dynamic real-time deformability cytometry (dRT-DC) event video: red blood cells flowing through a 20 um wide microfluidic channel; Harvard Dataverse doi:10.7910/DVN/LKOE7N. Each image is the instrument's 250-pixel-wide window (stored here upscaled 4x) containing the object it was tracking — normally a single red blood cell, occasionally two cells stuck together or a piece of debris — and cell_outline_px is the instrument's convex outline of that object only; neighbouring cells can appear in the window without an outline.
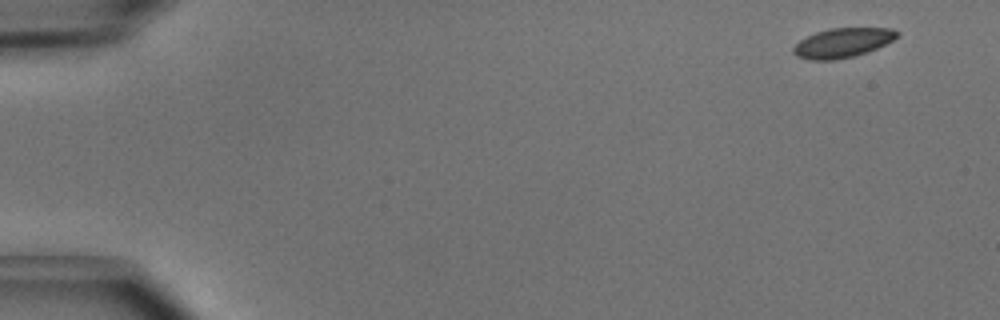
{"species": "common noctule bat (a hibernating species)", "species_latin": "Nyctalus noctula", "temperature_condition": "cold", "stored_images_in_passage": 4, "camera_frame_rate_fps": 3000, "um_per_image_px": 0.085, "animal": {"sex": "male", "body_mass_g": 15.6}, "frame": {"image": 1, "passage_image": 1, "time_ms": 0.0, "image_size_px": [1000, 320], "cell_outline_px": [[900, 32], [892, 40], [868, 52], [836, 60], [808, 60], [796, 56], [792, 52], [792, 48], [800, 40], [816, 32], [828, 28], [892, 28]], "centroid_in_image_um": [71.58, 3.64], "position_along_channel_um": 13.4, "area_um2": 17.74}}
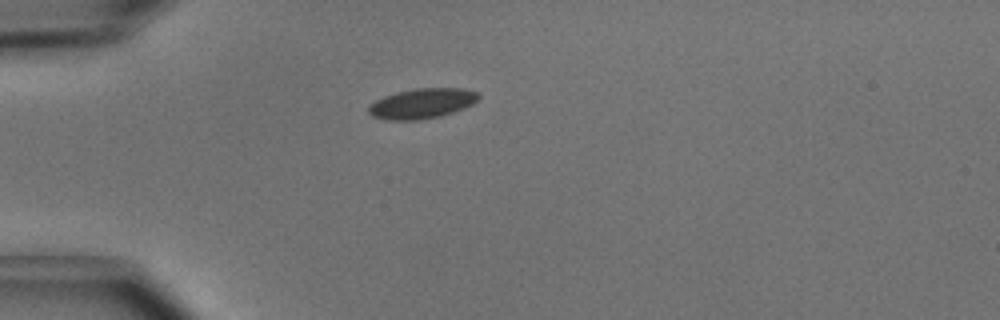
{"frame": {"image": 2, "passage_image": 4, "time_ms": 1.0, "image_size_px": [1000, 320], "cell_outline_px": [[480, 96], [472, 104], [464, 108], [440, 116], [420, 120], [388, 120], [372, 116], [368, 112], [368, 104], [384, 96], [396, 92], [416, 88], [464, 88], [476, 92]], "centroid_in_image_um": [35.84, 8.79], "position_along_channel_um": 49.2, "area_um2": 19.31}}